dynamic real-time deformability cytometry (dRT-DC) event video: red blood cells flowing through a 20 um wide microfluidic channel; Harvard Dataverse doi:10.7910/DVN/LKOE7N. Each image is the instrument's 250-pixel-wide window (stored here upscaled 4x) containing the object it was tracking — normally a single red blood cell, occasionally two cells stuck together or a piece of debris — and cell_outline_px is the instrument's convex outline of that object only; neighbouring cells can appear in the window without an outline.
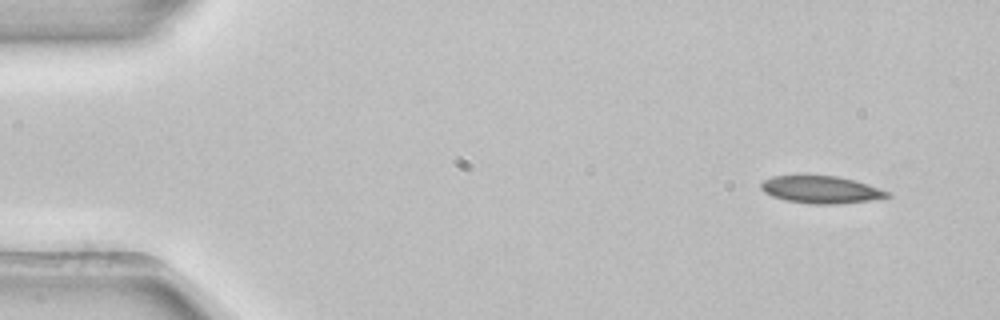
{"species": "common noctule bat (a hibernating species)", "species_latin": "Nyctalus noctula", "temperature_condition": "room temperature", "stored_images_in_passage": 4, "camera_frame_rate_fps": 3000, "um_per_image_px": 0.085, "animal": {"sex": "female", "body_mass_g": 22.7, "forearm_length_mm": 54.2}, "frame": {"image": 1, "passage_image": 1, "time_ms": 0.0, "image_size_px": [1000, 320], "cell_outline_px": [[892, 196], [868, 200], [836, 204], [816, 204], [784, 200], [772, 196], [764, 192], [760, 188], [760, 184], [764, 180], [772, 176], [836, 176], [856, 180], [892, 192]], "centroid_in_image_um": [69.8, 16.12], "position_along_channel_um": 15.2, "area_um2": 20.06}}
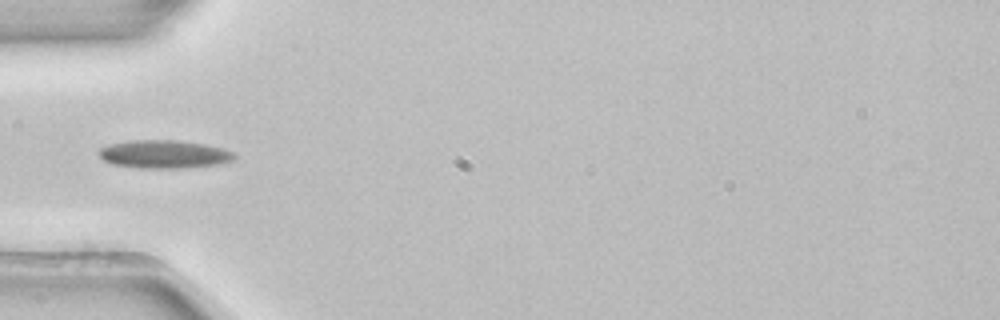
{"frame": {"image": 2, "passage_image": 4, "time_ms": 1.0, "image_size_px": [1000, 320], "cell_outline_px": [[236, 156], [232, 160], [220, 164], [184, 168], [136, 168], [112, 164], [104, 160], [100, 156], [100, 148], [108, 144], [132, 140], [176, 140], [204, 144], [220, 148], [232, 152]], "centroid_in_image_um": [13.92, 13.11], "position_along_channel_um": 71.1, "area_um2": 22.14}}